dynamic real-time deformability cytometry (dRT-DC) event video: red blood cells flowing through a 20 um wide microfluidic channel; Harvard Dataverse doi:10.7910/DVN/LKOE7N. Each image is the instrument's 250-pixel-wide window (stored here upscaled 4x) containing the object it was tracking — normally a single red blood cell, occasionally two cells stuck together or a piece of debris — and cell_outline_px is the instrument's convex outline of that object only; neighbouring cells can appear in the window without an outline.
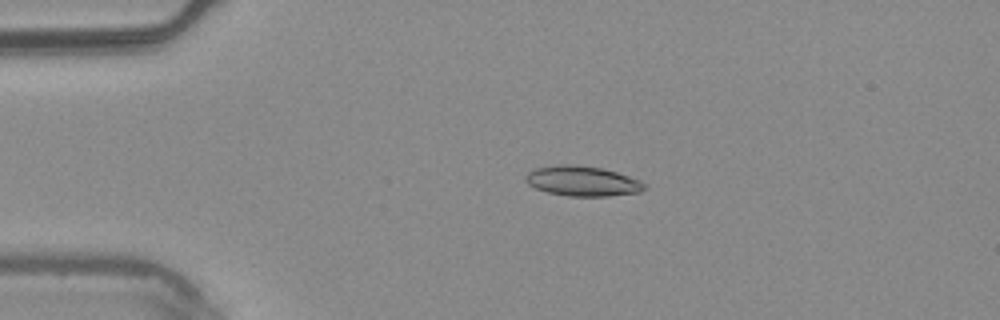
{"species": "common noctule bat (a hibernating species)", "species_latin": "Nyctalus noctula", "temperature_condition": "warm", "stored_images_in_passage": 3, "camera_frame_rate_fps": 3000, "um_per_image_px": 0.085, "animal": {"sex": "male", "body_mass_g": 20.4}, "frame": {"image": 1, "passage_image": 2, "time_ms": 0.333, "image_size_px": [1000, 320], "cell_outline_px": [[648, 188], [640, 192], [608, 196], [568, 196], [548, 192], [536, 188], [528, 184], [524, 180], [524, 176], [532, 168], [560, 164], [576, 164], [600, 168], [616, 172], [640, 180]], "centroid_in_image_um": [49.47, 15.38], "position_along_channel_um": 35.5, "area_um2": 20.92}}